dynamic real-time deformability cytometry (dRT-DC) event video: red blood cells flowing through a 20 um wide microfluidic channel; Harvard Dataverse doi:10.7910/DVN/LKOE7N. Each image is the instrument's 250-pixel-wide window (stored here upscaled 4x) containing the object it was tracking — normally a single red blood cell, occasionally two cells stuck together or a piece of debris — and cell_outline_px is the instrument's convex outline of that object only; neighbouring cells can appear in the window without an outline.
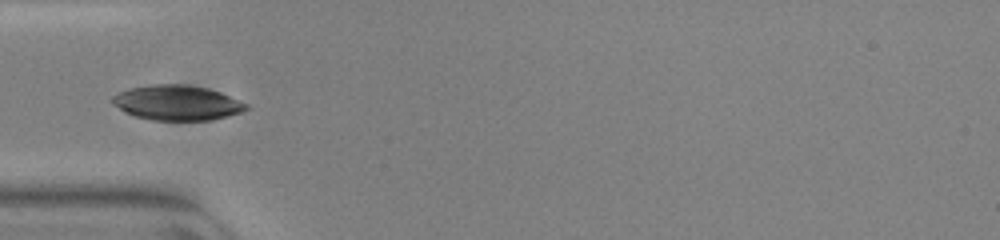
{"species": "common noctule bat (a hibernating species)", "species_latin": "Nyctalus noctula", "temperature_condition": "warm", "stored_images_in_passage": 37, "camera_frame_rate_fps": 3000, "um_per_image_px": 0.085, "animal": {"sex": "female", "body_mass_g": 23.0, "forearm_length_mm": 53.4}, "frame": {"image": 1, "passage_image": 1, "time_ms": 0.0, "image_size_px": [1000, 240], "cell_outline_px": [[248, 108], [240, 112], [228, 116], [208, 120], [152, 120], [136, 116], [124, 112], [112, 104], [112, 96], [120, 92], [132, 88], [148, 84], [188, 84], [208, 88], [220, 92], [248, 104]], "centroid_in_image_um": [15.04, 8.73], "position_along_channel_um": 70.0, "area_um2": 27.22}}
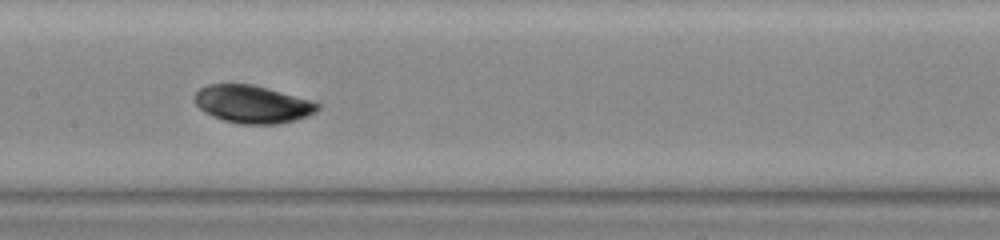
{"frame": {"image": 2, "passage_image": 10, "time_ms": 3.0, "image_size_px": [1000, 240], "cell_outline_px": [[320, 108], [316, 112], [280, 124], [240, 124], [224, 120], [212, 116], [200, 108], [196, 104], [196, 92], [200, 88], [208, 84], [252, 84], [268, 88], [312, 100], [320, 104]], "centroid_in_image_um": [21.48, 8.85], "position_along_channel_um": 185.9, "area_um2": 26.82}}
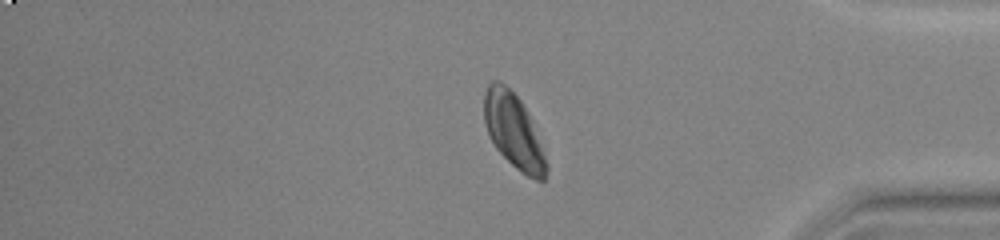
{"frame": {"image": 3, "passage_image": 28, "time_ms": 9.0, "image_size_px": [1000, 240], "cell_outline_px": [[548, 168], [544, 180], [536, 180], [520, 172], [496, 148], [488, 132], [484, 120], [484, 92], [488, 84], [492, 80], [500, 80], [520, 100], [528, 116], [540, 144], [548, 164]], "centroid_in_image_um": [43.63, 11.13], "position_along_channel_um": 391.6, "area_um2": 26.3}, "authors_computed_cell_mechanics": {"area_um2": 27.5128, "velocity_mm_per_s": 3.8511, "shape_relaxation_time_tau1_ms": 1.674, "shape_relaxation_time_tau2_ms": null, "deformation_change_tau1": 0.0442, "deformation_change_tau2": null}}